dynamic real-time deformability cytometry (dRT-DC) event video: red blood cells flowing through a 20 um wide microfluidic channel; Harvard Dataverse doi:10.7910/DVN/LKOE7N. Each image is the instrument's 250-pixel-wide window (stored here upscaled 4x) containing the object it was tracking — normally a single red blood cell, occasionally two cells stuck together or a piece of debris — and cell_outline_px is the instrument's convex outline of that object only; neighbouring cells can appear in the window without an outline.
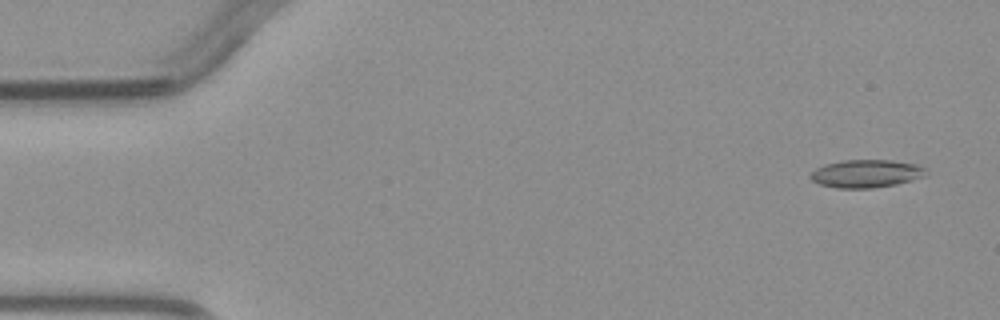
{"species": "common noctule bat (a hibernating species)", "species_latin": "Nyctalus noctula", "temperature_condition": "warm", "stored_images_in_passage": 4, "camera_frame_rate_fps": 3000, "um_per_image_px": 0.085, "animal": {"sex": "male", "body_mass_g": 23.1, "forearm_length_mm": 52.7}, "frame": {"image": 1, "passage_image": 4, "time_ms": 4.333, "image_size_px": [1000, 320], "cell_outline_px": [[928, 168], [924, 176], [912, 180], [896, 184], [872, 188], [836, 188], [820, 184], [812, 180], [808, 176], [816, 168], [824, 164], [844, 160], [892, 160], [920, 164]], "centroid_in_image_um": [73.65, 14.75], "position_along_channel_um": 11.3, "area_um2": 18.96}}